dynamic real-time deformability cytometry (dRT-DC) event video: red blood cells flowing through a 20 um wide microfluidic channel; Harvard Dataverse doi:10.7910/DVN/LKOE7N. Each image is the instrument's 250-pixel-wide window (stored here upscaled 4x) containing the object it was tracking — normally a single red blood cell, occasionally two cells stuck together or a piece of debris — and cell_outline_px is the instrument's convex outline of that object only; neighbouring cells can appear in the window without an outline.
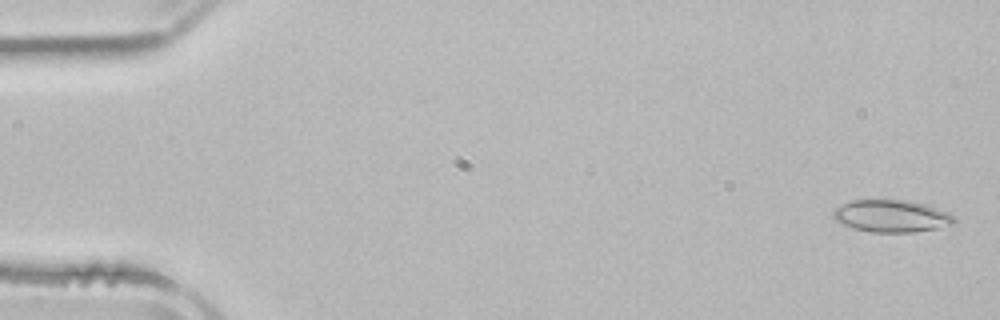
{"species": "common noctule bat (a hibernating species)", "species_latin": "Nyctalus noctula", "temperature_condition": "room temperature", "stored_images_in_passage": 3, "camera_frame_rate_fps": 3000, "um_per_image_px": 0.085, "animal": {"sex": "male", "body_mass_g": 21.5, "forearm_length_mm": 52.0}, "frame": {"image": 1, "passage_image": 1, "time_ms": 0.0, "image_size_px": [1000, 320], "cell_outline_px": [[956, 224], [936, 228], [912, 232], [872, 232], [852, 228], [836, 220], [832, 216], [832, 212], [836, 208], [852, 200], [908, 200], [924, 204], [936, 208], [952, 216], [956, 220]], "centroid_in_image_um": [75.76, 18.37], "position_along_channel_um": 9.2, "area_um2": 22.43}}
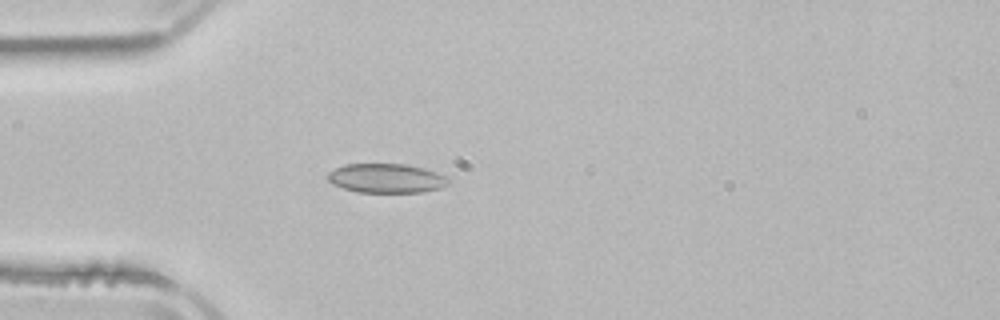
{"frame": {"image": 2, "passage_image": 3, "time_ms": 4.333, "image_size_px": [1000, 320], "cell_outline_px": [[452, 180], [448, 184], [440, 188], [424, 192], [356, 192], [332, 184], [328, 180], [328, 172], [344, 164], [404, 164], [424, 168], [448, 176]], "centroid_in_image_um": [32.87, 15.15], "position_along_channel_um": 52.1, "area_um2": 20.69}}